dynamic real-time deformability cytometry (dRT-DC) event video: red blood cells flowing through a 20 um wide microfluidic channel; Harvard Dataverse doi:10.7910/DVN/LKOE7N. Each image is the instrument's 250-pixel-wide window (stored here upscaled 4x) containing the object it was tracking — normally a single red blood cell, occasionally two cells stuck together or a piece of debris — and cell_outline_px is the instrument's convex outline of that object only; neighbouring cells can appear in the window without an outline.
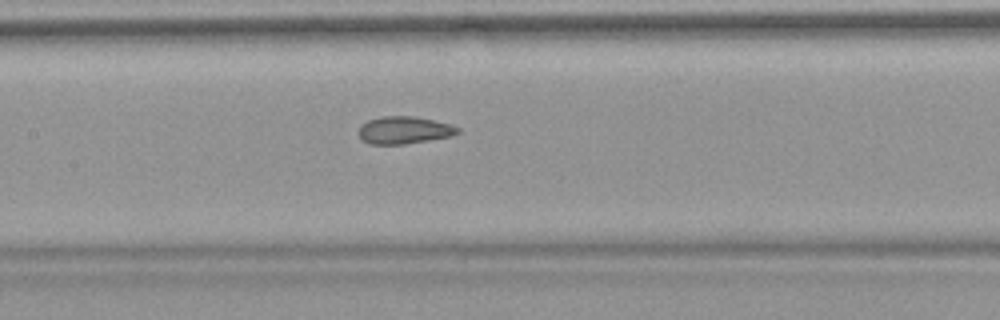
{"species": "common noctule bat (a hibernating species)", "species_latin": "Nyctalus noctula", "temperature_condition": "warm", "stored_images_in_passage": 38, "camera_frame_rate_fps": 3000, "um_per_image_px": 0.085, "animal": {"sex": "female", "body_mass_g": 18.4}, "frame": {"image": 1, "passage_image": 17, "time_ms": 5.333, "image_size_px": [1000, 320], "cell_outline_px": [[460, 132], [452, 136], [404, 144], [368, 144], [360, 140], [356, 132], [368, 120], [380, 116], [416, 116], [452, 124], [460, 128]], "centroid_in_image_um": [34.34, 11.06], "position_along_channel_um": 173.1, "area_um2": 16.07}, "authors_computed_cell_mechanics": {"area_um2": 16.0973, "velocity_mm_per_s": 3.8409, "shape_relaxation_time_tau1_ms": null, "shape_relaxation_time_tau2_ms": 1.2042, "deformation_change_tau1": null, "deformation_change_tau2": 0.0821}}